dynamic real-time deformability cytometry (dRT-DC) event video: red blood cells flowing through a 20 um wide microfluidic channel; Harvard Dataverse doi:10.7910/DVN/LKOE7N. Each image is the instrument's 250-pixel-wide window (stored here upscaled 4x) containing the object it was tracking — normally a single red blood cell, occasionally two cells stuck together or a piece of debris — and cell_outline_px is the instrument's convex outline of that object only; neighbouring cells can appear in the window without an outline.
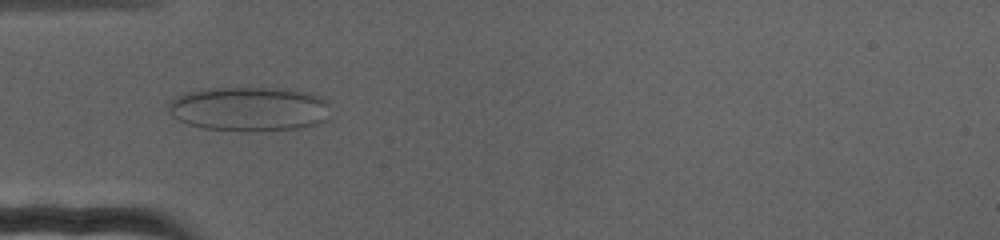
{"species": "human", "species_latin": "Homo sapiens", "temperature_condition": "cold", "stored_images_in_passage": 68, "camera_frame_rate_fps": 3000, "um_per_image_px": 0.085, "donor": {"sex": "female"}, "frame": {"image": 1, "passage_image": 19, "time_ms": 6.0, "image_size_px": [1000, 240], "cell_outline_px": [[328, 104], [324, 120], [320, 124], [300, 128], [204, 128], [188, 124], [172, 116], [168, 108], [172, 100], [176, 96], [200, 88], [288, 88], [312, 92], [320, 96]], "centroid_in_image_um": [21.19, 9.19], "position_along_channel_um": 63.8, "area_um2": 40.86}}
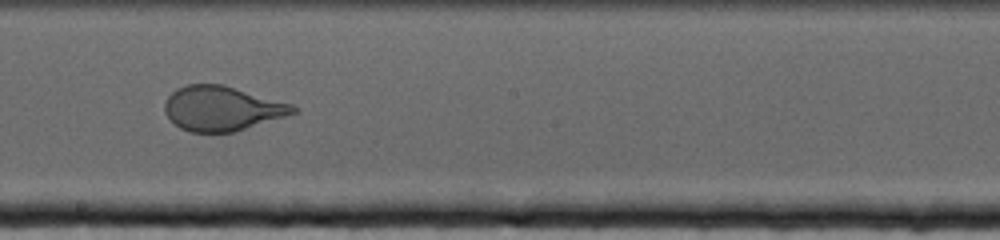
{"frame": {"image": 2, "passage_image": 37, "time_ms": 12.0, "image_size_px": [1000, 240], "cell_outline_px": [[296, 112], [284, 116], [232, 132], [188, 132], [180, 128], [164, 112], [164, 104], [168, 96], [176, 88], [188, 84], [224, 84], [292, 104], [296, 108]], "centroid_in_image_um": [18.82, 9.2], "position_along_channel_um": 229.4, "area_um2": 33.06}}
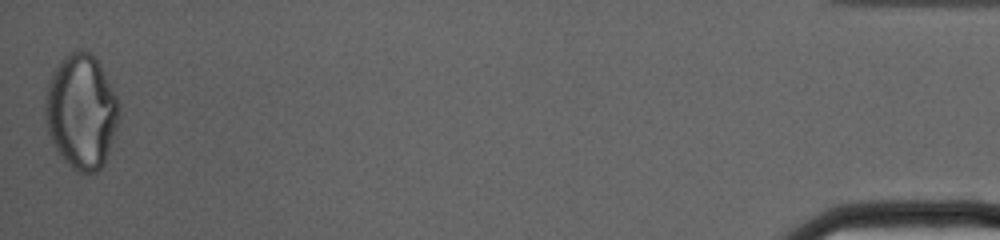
{"frame": {"image": 3, "passage_image": 68, "time_ms": 22.333, "image_size_px": [1000, 240], "cell_outline_px": [[120, 116], [116, 132], [104, 164], [96, 172], [76, 172], [64, 160], [52, 144], [44, 120], [44, 100], [48, 80], [52, 72], [60, 60], [64, 56], [72, 52], [92, 52], [100, 64], [120, 104]], "centroid_in_image_um": [6.9, 9.49], "position_along_channel_um": 428.3, "area_um2": 49.77}}